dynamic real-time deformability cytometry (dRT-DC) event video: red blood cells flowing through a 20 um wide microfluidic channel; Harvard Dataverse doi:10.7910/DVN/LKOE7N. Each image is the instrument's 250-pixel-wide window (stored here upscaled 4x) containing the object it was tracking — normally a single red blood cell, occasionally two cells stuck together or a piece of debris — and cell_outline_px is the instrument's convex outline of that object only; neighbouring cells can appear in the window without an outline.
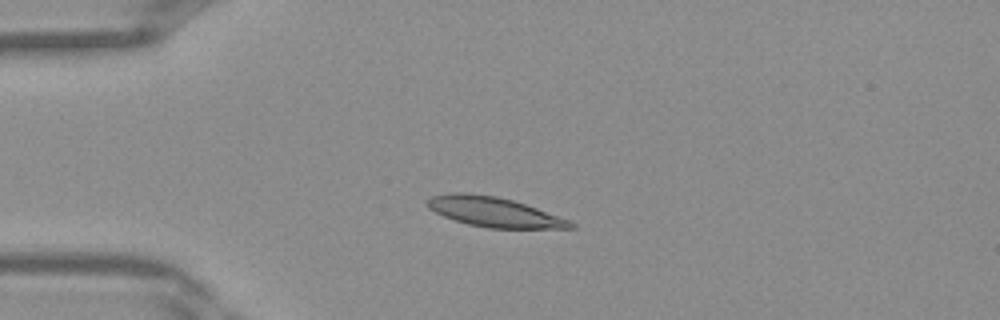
{"species": "Egyptian fruit bat (a non-hibernating species)", "species_latin": "Rousettus aegyptiacus", "temperature_condition": "warm", "stored_images_in_passage": 38, "camera_frame_rate_fps": 3000, "um_per_image_px": 0.085, "frame": {"image": 1, "passage_image": 8, "time_ms": 2.333, "image_size_px": [1000, 320], "cell_outline_px": [[576, 228], [488, 228], [468, 224], [444, 216], [428, 208], [424, 200], [432, 196], [452, 192], [468, 192], [496, 196], [512, 200], [536, 208], [568, 220], [576, 224]], "centroid_in_image_um": [41.94, 18.0], "position_along_channel_um": 43.1, "area_um2": 24.68}}
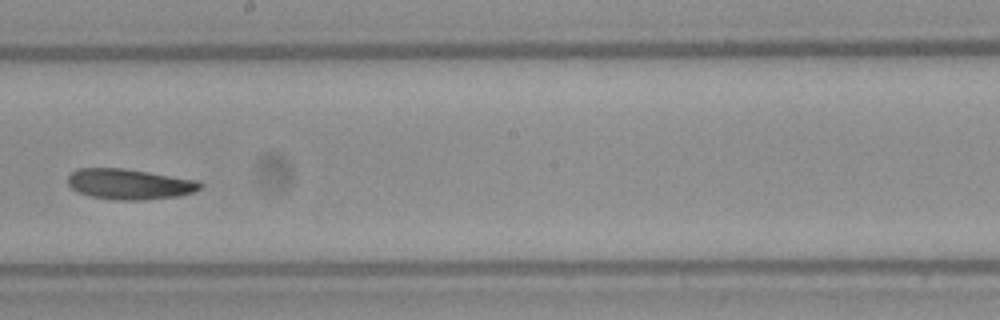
{"frame": {"image": 2, "passage_image": 21, "time_ms": 6.667, "image_size_px": [1000, 320], "cell_outline_px": [[204, 184], [200, 188], [192, 192], [180, 196], [144, 200], [112, 200], [88, 196], [72, 188], [68, 184], [68, 176], [76, 168], [124, 168], [200, 180]], "centroid_in_image_um": [11.02, 15.65], "position_along_channel_um": 237.2, "area_um2": 23.81}}
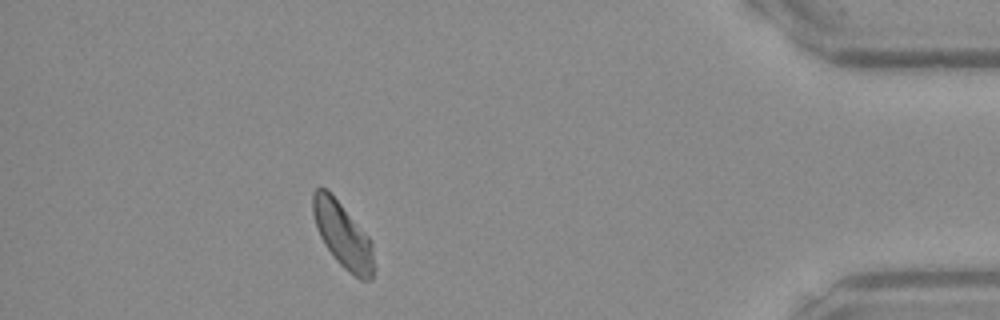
{"frame": {"image": 3, "passage_image": 34, "time_ms": 11.0, "image_size_px": [1000, 320], "cell_outline_px": [[372, 280], [360, 280], [348, 272], [336, 260], [324, 244], [316, 228], [312, 212], [312, 192], [316, 188], [328, 188], [372, 240]], "centroid_in_image_um": [29.1, 19.94], "position_along_channel_um": 406.1, "area_um2": 23.29}}